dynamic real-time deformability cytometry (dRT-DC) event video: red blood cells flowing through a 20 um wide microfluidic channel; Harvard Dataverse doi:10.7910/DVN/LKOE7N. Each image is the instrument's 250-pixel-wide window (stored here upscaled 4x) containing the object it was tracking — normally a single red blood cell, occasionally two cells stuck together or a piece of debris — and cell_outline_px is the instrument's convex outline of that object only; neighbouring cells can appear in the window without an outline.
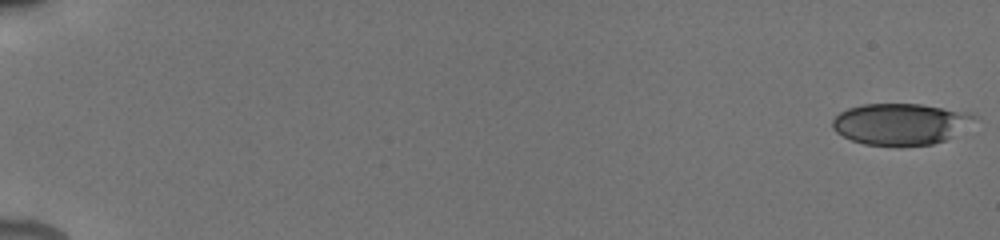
{"species": "human", "species_latin": "Homo sapiens", "temperature_condition": "cold", "stored_images_in_passage": 55, "camera_frame_rate_fps": 3000, "um_per_image_px": 0.085, "donor": {"sex": "male"}, "frame": {"image": 1, "passage_image": 1, "time_ms": 0.0, "image_size_px": [1000, 240], "cell_outline_px": [[980, 116], [944, 140], [932, 144], [864, 144], [852, 140], [836, 132], [832, 128], [832, 120], [840, 112], [848, 108], [860, 104], [920, 104], [976, 112]], "centroid_in_image_um": [76.54, 10.49], "position_along_channel_um": 8.5, "area_um2": 33.81}}
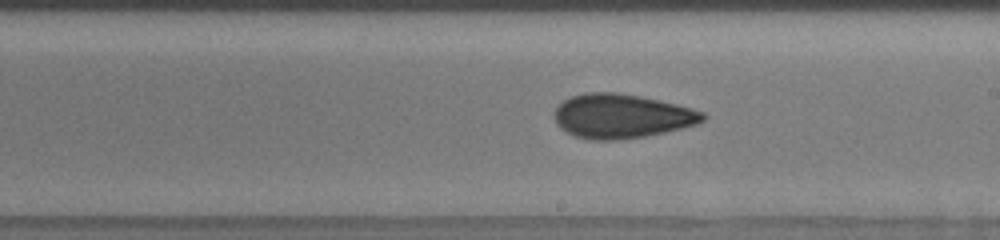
{"frame": {"image": 2, "passage_image": 32, "time_ms": 11.0, "image_size_px": [1000, 240], "cell_outline_px": [[708, 116], [704, 120], [696, 124], [664, 132], [644, 136], [616, 140], [592, 140], [576, 136], [560, 128], [556, 124], [556, 108], [564, 100], [572, 96], [584, 92], [616, 92], [640, 96], [660, 100], [692, 108], [704, 112]], "centroid_in_image_um": [52.86, 9.86], "position_along_channel_um": 236.1, "area_um2": 38.03}}
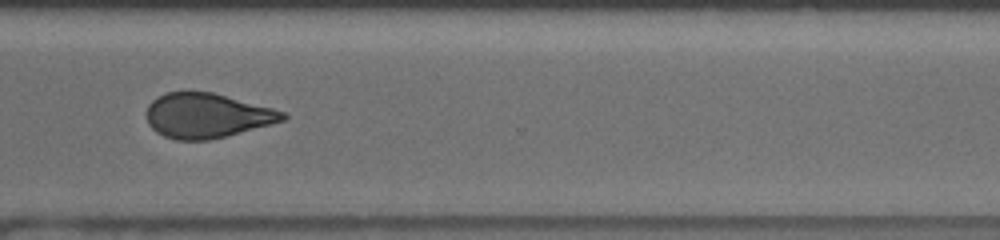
{"frame": {"image": 3, "passage_image": 41, "time_ms": 14.0, "image_size_px": [1000, 240], "cell_outline_px": [[288, 116], [284, 120], [224, 136], [208, 140], [176, 140], [164, 136], [156, 132], [148, 124], [144, 116], [144, 112], [148, 104], [156, 96], [168, 92], [212, 92], [272, 108], [284, 112]], "centroid_in_image_um": [17.5, 9.82], "position_along_channel_um": 353.1, "area_um2": 35.32}, "authors_computed_cell_mechanics": {"area_um2": 35.3736, "velocity_mm_per_s": 3.8915, "shape_relaxation_time_tau1_ms": 5.1062, "shape_relaxation_time_tau2_ms": 2.9698, "deformation_change_tau1": 0.1191, "deformation_change_tau2": 0.0804}}